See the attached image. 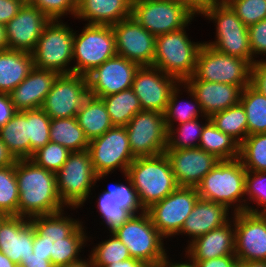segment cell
Returning <instances> with one entry per match:
<instances>
[{
	"instance_id": "cell-2",
	"label": "cell",
	"mask_w": 266,
	"mask_h": 267,
	"mask_svg": "<svg viewBox=\"0 0 266 267\" xmlns=\"http://www.w3.org/2000/svg\"><path fill=\"white\" fill-rule=\"evenodd\" d=\"M15 175L19 191L18 216L31 219L67 208L58 194L56 173L28 158L16 159Z\"/></svg>"
},
{
	"instance_id": "cell-53",
	"label": "cell",
	"mask_w": 266,
	"mask_h": 267,
	"mask_svg": "<svg viewBox=\"0 0 266 267\" xmlns=\"http://www.w3.org/2000/svg\"><path fill=\"white\" fill-rule=\"evenodd\" d=\"M17 112L7 93H0V127L5 125Z\"/></svg>"
},
{
	"instance_id": "cell-45",
	"label": "cell",
	"mask_w": 266,
	"mask_h": 267,
	"mask_svg": "<svg viewBox=\"0 0 266 267\" xmlns=\"http://www.w3.org/2000/svg\"><path fill=\"white\" fill-rule=\"evenodd\" d=\"M125 180L124 182H113L111 185H108L107 188L102 189L111 194L113 200L117 204V207H121L129 211L132 215L142 214L146 210L141 205L137 191L133 187L131 180L127 177L126 173L122 174Z\"/></svg>"
},
{
	"instance_id": "cell-15",
	"label": "cell",
	"mask_w": 266,
	"mask_h": 267,
	"mask_svg": "<svg viewBox=\"0 0 266 267\" xmlns=\"http://www.w3.org/2000/svg\"><path fill=\"white\" fill-rule=\"evenodd\" d=\"M135 158L156 156L165 153L167 128L164 114L141 110L125 126Z\"/></svg>"
},
{
	"instance_id": "cell-17",
	"label": "cell",
	"mask_w": 266,
	"mask_h": 267,
	"mask_svg": "<svg viewBox=\"0 0 266 267\" xmlns=\"http://www.w3.org/2000/svg\"><path fill=\"white\" fill-rule=\"evenodd\" d=\"M232 220L238 261H266V214L242 211Z\"/></svg>"
},
{
	"instance_id": "cell-3",
	"label": "cell",
	"mask_w": 266,
	"mask_h": 267,
	"mask_svg": "<svg viewBox=\"0 0 266 267\" xmlns=\"http://www.w3.org/2000/svg\"><path fill=\"white\" fill-rule=\"evenodd\" d=\"M126 175L136 189L139 201L145 210L179 187L170 160L165 153L135 158L129 165Z\"/></svg>"
},
{
	"instance_id": "cell-38",
	"label": "cell",
	"mask_w": 266,
	"mask_h": 267,
	"mask_svg": "<svg viewBox=\"0 0 266 267\" xmlns=\"http://www.w3.org/2000/svg\"><path fill=\"white\" fill-rule=\"evenodd\" d=\"M210 120L220 131L229 135L239 145L248 136L246 111L241 103L214 113Z\"/></svg>"
},
{
	"instance_id": "cell-50",
	"label": "cell",
	"mask_w": 266,
	"mask_h": 267,
	"mask_svg": "<svg viewBox=\"0 0 266 267\" xmlns=\"http://www.w3.org/2000/svg\"><path fill=\"white\" fill-rule=\"evenodd\" d=\"M250 84L266 96V60L251 65Z\"/></svg>"
},
{
	"instance_id": "cell-37",
	"label": "cell",
	"mask_w": 266,
	"mask_h": 267,
	"mask_svg": "<svg viewBox=\"0 0 266 267\" xmlns=\"http://www.w3.org/2000/svg\"><path fill=\"white\" fill-rule=\"evenodd\" d=\"M240 103L246 111L248 135L266 133V96L249 84L242 90Z\"/></svg>"
},
{
	"instance_id": "cell-5",
	"label": "cell",
	"mask_w": 266,
	"mask_h": 267,
	"mask_svg": "<svg viewBox=\"0 0 266 267\" xmlns=\"http://www.w3.org/2000/svg\"><path fill=\"white\" fill-rule=\"evenodd\" d=\"M245 176L239 158L220 160L196 187L199 197L226 205L234 213L245 211Z\"/></svg>"
},
{
	"instance_id": "cell-64",
	"label": "cell",
	"mask_w": 266,
	"mask_h": 267,
	"mask_svg": "<svg viewBox=\"0 0 266 267\" xmlns=\"http://www.w3.org/2000/svg\"><path fill=\"white\" fill-rule=\"evenodd\" d=\"M20 2L22 5H32L33 0H17Z\"/></svg>"
},
{
	"instance_id": "cell-48",
	"label": "cell",
	"mask_w": 266,
	"mask_h": 267,
	"mask_svg": "<svg viewBox=\"0 0 266 267\" xmlns=\"http://www.w3.org/2000/svg\"><path fill=\"white\" fill-rule=\"evenodd\" d=\"M77 0H33L36 6L50 20H62L64 17L74 18ZM70 15V16H68Z\"/></svg>"
},
{
	"instance_id": "cell-21",
	"label": "cell",
	"mask_w": 266,
	"mask_h": 267,
	"mask_svg": "<svg viewBox=\"0 0 266 267\" xmlns=\"http://www.w3.org/2000/svg\"><path fill=\"white\" fill-rule=\"evenodd\" d=\"M51 20L34 5H23L5 25L8 49L32 52Z\"/></svg>"
},
{
	"instance_id": "cell-52",
	"label": "cell",
	"mask_w": 266,
	"mask_h": 267,
	"mask_svg": "<svg viewBox=\"0 0 266 267\" xmlns=\"http://www.w3.org/2000/svg\"><path fill=\"white\" fill-rule=\"evenodd\" d=\"M22 6L17 0H0V23L6 25L18 14Z\"/></svg>"
},
{
	"instance_id": "cell-12",
	"label": "cell",
	"mask_w": 266,
	"mask_h": 267,
	"mask_svg": "<svg viewBox=\"0 0 266 267\" xmlns=\"http://www.w3.org/2000/svg\"><path fill=\"white\" fill-rule=\"evenodd\" d=\"M250 78L251 65L245 59L226 55L204 43L199 50L194 73L187 80L248 86Z\"/></svg>"
},
{
	"instance_id": "cell-24",
	"label": "cell",
	"mask_w": 266,
	"mask_h": 267,
	"mask_svg": "<svg viewBox=\"0 0 266 267\" xmlns=\"http://www.w3.org/2000/svg\"><path fill=\"white\" fill-rule=\"evenodd\" d=\"M35 228L28 218L7 216L0 225V251L16 265L33 254Z\"/></svg>"
},
{
	"instance_id": "cell-47",
	"label": "cell",
	"mask_w": 266,
	"mask_h": 267,
	"mask_svg": "<svg viewBox=\"0 0 266 267\" xmlns=\"http://www.w3.org/2000/svg\"><path fill=\"white\" fill-rule=\"evenodd\" d=\"M228 5L246 27L266 19V0H232Z\"/></svg>"
},
{
	"instance_id": "cell-27",
	"label": "cell",
	"mask_w": 266,
	"mask_h": 267,
	"mask_svg": "<svg viewBox=\"0 0 266 267\" xmlns=\"http://www.w3.org/2000/svg\"><path fill=\"white\" fill-rule=\"evenodd\" d=\"M58 75L52 70L33 67L28 76L9 93L15 109L24 111L41 108Z\"/></svg>"
},
{
	"instance_id": "cell-20",
	"label": "cell",
	"mask_w": 266,
	"mask_h": 267,
	"mask_svg": "<svg viewBox=\"0 0 266 267\" xmlns=\"http://www.w3.org/2000/svg\"><path fill=\"white\" fill-rule=\"evenodd\" d=\"M138 68L135 62L116 54L87 75L89 95L102 98L130 89Z\"/></svg>"
},
{
	"instance_id": "cell-63",
	"label": "cell",
	"mask_w": 266,
	"mask_h": 267,
	"mask_svg": "<svg viewBox=\"0 0 266 267\" xmlns=\"http://www.w3.org/2000/svg\"><path fill=\"white\" fill-rule=\"evenodd\" d=\"M232 0H212V2L218 3V4H228Z\"/></svg>"
},
{
	"instance_id": "cell-61",
	"label": "cell",
	"mask_w": 266,
	"mask_h": 267,
	"mask_svg": "<svg viewBox=\"0 0 266 267\" xmlns=\"http://www.w3.org/2000/svg\"><path fill=\"white\" fill-rule=\"evenodd\" d=\"M241 267H266V261H238Z\"/></svg>"
},
{
	"instance_id": "cell-16",
	"label": "cell",
	"mask_w": 266,
	"mask_h": 267,
	"mask_svg": "<svg viewBox=\"0 0 266 267\" xmlns=\"http://www.w3.org/2000/svg\"><path fill=\"white\" fill-rule=\"evenodd\" d=\"M88 96L87 76L59 74L41 108L51 119L73 118Z\"/></svg>"
},
{
	"instance_id": "cell-36",
	"label": "cell",
	"mask_w": 266,
	"mask_h": 267,
	"mask_svg": "<svg viewBox=\"0 0 266 267\" xmlns=\"http://www.w3.org/2000/svg\"><path fill=\"white\" fill-rule=\"evenodd\" d=\"M209 120L210 117L204 116L191 121H187L183 124L166 126V150L198 148L203 127Z\"/></svg>"
},
{
	"instance_id": "cell-19",
	"label": "cell",
	"mask_w": 266,
	"mask_h": 267,
	"mask_svg": "<svg viewBox=\"0 0 266 267\" xmlns=\"http://www.w3.org/2000/svg\"><path fill=\"white\" fill-rule=\"evenodd\" d=\"M180 82L154 66H139L131 89L140 101L142 110L164 114L171 92Z\"/></svg>"
},
{
	"instance_id": "cell-34",
	"label": "cell",
	"mask_w": 266,
	"mask_h": 267,
	"mask_svg": "<svg viewBox=\"0 0 266 267\" xmlns=\"http://www.w3.org/2000/svg\"><path fill=\"white\" fill-rule=\"evenodd\" d=\"M239 146L209 120L203 127L198 148L213 154L219 160H233L239 158Z\"/></svg>"
},
{
	"instance_id": "cell-9",
	"label": "cell",
	"mask_w": 266,
	"mask_h": 267,
	"mask_svg": "<svg viewBox=\"0 0 266 267\" xmlns=\"http://www.w3.org/2000/svg\"><path fill=\"white\" fill-rule=\"evenodd\" d=\"M59 197L66 207L83 208L93 195L97 174L88 150L71 152L67 161L56 172Z\"/></svg>"
},
{
	"instance_id": "cell-18",
	"label": "cell",
	"mask_w": 266,
	"mask_h": 267,
	"mask_svg": "<svg viewBox=\"0 0 266 267\" xmlns=\"http://www.w3.org/2000/svg\"><path fill=\"white\" fill-rule=\"evenodd\" d=\"M117 55L139 66H152L156 37L132 16L112 25Z\"/></svg>"
},
{
	"instance_id": "cell-6",
	"label": "cell",
	"mask_w": 266,
	"mask_h": 267,
	"mask_svg": "<svg viewBox=\"0 0 266 267\" xmlns=\"http://www.w3.org/2000/svg\"><path fill=\"white\" fill-rule=\"evenodd\" d=\"M113 233L127 246L131 258L149 267H158L170 255L166 239L155 228L146 211L132 215Z\"/></svg>"
},
{
	"instance_id": "cell-54",
	"label": "cell",
	"mask_w": 266,
	"mask_h": 267,
	"mask_svg": "<svg viewBox=\"0 0 266 267\" xmlns=\"http://www.w3.org/2000/svg\"><path fill=\"white\" fill-rule=\"evenodd\" d=\"M183 5L195 17H200L203 11L212 3V0H173Z\"/></svg>"
},
{
	"instance_id": "cell-39",
	"label": "cell",
	"mask_w": 266,
	"mask_h": 267,
	"mask_svg": "<svg viewBox=\"0 0 266 267\" xmlns=\"http://www.w3.org/2000/svg\"><path fill=\"white\" fill-rule=\"evenodd\" d=\"M108 237L92 246L88 255L92 258L95 267H106L114 262L131 258L127 246L113 233L108 232Z\"/></svg>"
},
{
	"instance_id": "cell-4",
	"label": "cell",
	"mask_w": 266,
	"mask_h": 267,
	"mask_svg": "<svg viewBox=\"0 0 266 267\" xmlns=\"http://www.w3.org/2000/svg\"><path fill=\"white\" fill-rule=\"evenodd\" d=\"M195 17L182 29L156 36L155 54L152 66L165 74L184 83L195 70L197 56L203 41H191L187 34L189 25Z\"/></svg>"
},
{
	"instance_id": "cell-31",
	"label": "cell",
	"mask_w": 266,
	"mask_h": 267,
	"mask_svg": "<svg viewBox=\"0 0 266 267\" xmlns=\"http://www.w3.org/2000/svg\"><path fill=\"white\" fill-rule=\"evenodd\" d=\"M76 118L89 141L113 127L103 100L91 95L85 99Z\"/></svg>"
},
{
	"instance_id": "cell-32",
	"label": "cell",
	"mask_w": 266,
	"mask_h": 267,
	"mask_svg": "<svg viewBox=\"0 0 266 267\" xmlns=\"http://www.w3.org/2000/svg\"><path fill=\"white\" fill-rule=\"evenodd\" d=\"M0 139L15 159L30 158V139L26 110L17 111L0 127Z\"/></svg>"
},
{
	"instance_id": "cell-51",
	"label": "cell",
	"mask_w": 266,
	"mask_h": 267,
	"mask_svg": "<svg viewBox=\"0 0 266 267\" xmlns=\"http://www.w3.org/2000/svg\"><path fill=\"white\" fill-rule=\"evenodd\" d=\"M195 267H235L238 264L236 255H226L209 260H189Z\"/></svg>"
},
{
	"instance_id": "cell-35",
	"label": "cell",
	"mask_w": 266,
	"mask_h": 267,
	"mask_svg": "<svg viewBox=\"0 0 266 267\" xmlns=\"http://www.w3.org/2000/svg\"><path fill=\"white\" fill-rule=\"evenodd\" d=\"M101 99L113 126L125 127L131 118L142 110L140 101L131 88Z\"/></svg>"
},
{
	"instance_id": "cell-13",
	"label": "cell",
	"mask_w": 266,
	"mask_h": 267,
	"mask_svg": "<svg viewBox=\"0 0 266 267\" xmlns=\"http://www.w3.org/2000/svg\"><path fill=\"white\" fill-rule=\"evenodd\" d=\"M131 16L155 37L180 30L195 17L173 0H133Z\"/></svg>"
},
{
	"instance_id": "cell-42",
	"label": "cell",
	"mask_w": 266,
	"mask_h": 267,
	"mask_svg": "<svg viewBox=\"0 0 266 267\" xmlns=\"http://www.w3.org/2000/svg\"><path fill=\"white\" fill-rule=\"evenodd\" d=\"M19 191L15 175V163L0 168V213L18 216Z\"/></svg>"
},
{
	"instance_id": "cell-10",
	"label": "cell",
	"mask_w": 266,
	"mask_h": 267,
	"mask_svg": "<svg viewBox=\"0 0 266 267\" xmlns=\"http://www.w3.org/2000/svg\"><path fill=\"white\" fill-rule=\"evenodd\" d=\"M79 30H74L72 73L87 76L117 54L115 36L109 25L85 24Z\"/></svg>"
},
{
	"instance_id": "cell-28",
	"label": "cell",
	"mask_w": 266,
	"mask_h": 267,
	"mask_svg": "<svg viewBox=\"0 0 266 267\" xmlns=\"http://www.w3.org/2000/svg\"><path fill=\"white\" fill-rule=\"evenodd\" d=\"M133 0H77L74 20L112 26L131 16Z\"/></svg>"
},
{
	"instance_id": "cell-62",
	"label": "cell",
	"mask_w": 266,
	"mask_h": 267,
	"mask_svg": "<svg viewBox=\"0 0 266 267\" xmlns=\"http://www.w3.org/2000/svg\"><path fill=\"white\" fill-rule=\"evenodd\" d=\"M0 267H17V265L0 251Z\"/></svg>"
},
{
	"instance_id": "cell-59",
	"label": "cell",
	"mask_w": 266,
	"mask_h": 267,
	"mask_svg": "<svg viewBox=\"0 0 266 267\" xmlns=\"http://www.w3.org/2000/svg\"><path fill=\"white\" fill-rule=\"evenodd\" d=\"M87 256L88 258L85 255V257H83L81 260L67 264L66 266H61V267H95L93 265L92 258L89 255Z\"/></svg>"
},
{
	"instance_id": "cell-14",
	"label": "cell",
	"mask_w": 266,
	"mask_h": 267,
	"mask_svg": "<svg viewBox=\"0 0 266 267\" xmlns=\"http://www.w3.org/2000/svg\"><path fill=\"white\" fill-rule=\"evenodd\" d=\"M199 198L196 187H178L163 200L152 204L146 212L155 228L169 242L180 233Z\"/></svg>"
},
{
	"instance_id": "cell-56",
	"label": "cell",
	"mask_w": 266,
	"mask_h": 267,
	"mask_svg": "<svg viewBox=\"0 0 266 267\" xmlns=\"http://www.w3.org/2000/svg\"><path fill=\"white\" fill-rule=\"evenodd\" d=\"M16 159L8 151L6 145L0 139V168L13 165Z\"/></svg>"
},
{
	"instance_id": "cell-8",
	"label": "cell",
	"mask_w": 266,
	"mask_h": 267,
	"mask_svg": "<svg viewBox=\"0 0 266 267\" xmlns=\"http://www.w3.org/2000/svg\"><path fill=\"white\" fill-rule=\"evenodd\" d=\"M65 20H51L44 28L31 52L34 67L71 74L74 28Z\"/></svg>"
},
{
	"instance_id": "cell-1",
	"label": "cell",
	"mask_w": 266,
	"mask_h": 267,
	"mask_svg": "<svg viewBox=\"0 0 266 267\" xmlns=\"http://www.w3.org/2000/svg\"><path fill=\"white\" fill-rule=\"evenodd\" d=\"M66 209H77L78 212L79 208L67 207L53 214L29 219L35 228L33 254L50 257L54 267L66 266L81 260L84 249L90 247L88 243H92L93 238H96L88 234L85 220L73 218L72 213L68 215ZM81 252L83 254H80Z\"/></svg>"
},
{
	"instance_id": "cell-30",
	"label": "cell",
	"mask_w": 266,
	"mask_h": 267,
	"mask_svg": "<svg viewBox=\"0 0 266 267\" xmlns=\"http://www.w3.org/2000/svg\"><path fill=\"white\" fill-rule=\"evenodd\" d=\"M183 92L190 96L189 101L180 99ZM204 116L195 94L184 83H179L171 92L164 112L165 125L175 126Z\"/></svg>"
},
{
	"instance_id": "cell-22",
	"label": "cell",
	"mask_w": 266,
	"mask_h": 267,
	"mask_svg": "<svg viewBox=\"0 0 266 267\" xmlns=\"http://www.w3.org/2000/svg\"><path fill=\"white\" fill-rule=\"evenodd\" d=\"M179 187H197L204 176L217 164L213 154L200 148L166 150Z\"/></svg>"
},
{
	"instance_id": "cell-29",
	"label": "cell",
	"mask_w": 266,
	"mask_h": 267,
	"mask_svg": "<svg viewBox=\"0 0 266 267\" xmlns=\"http://www.w3.org/2000/svg\"><path fill=\"white\" fill-rule=\"evenodd\" d=\"M34 67L32 54L21 50L0 51V93L9 94Z\"/></svg>"
},
{
	"instance_id": "cell-57",
	"label": "cell",
	"mask_w": 266,
	"mask_h": 267,
	"mask_svg": "<svg viewBox=\"0 0 266 267\" xmlns=\"http://www.w3.org/2000/svg\"><path fill=\"white\" fill-rule=\"evenodd\" d=\"M183 258H184L183 261H180V260L177 261L176 260V262H175L174 261L175 259L168 256L158 267H195V265L191 261H189L185 257H183Z\"/></svg>"
},
{
	"instance_id": "cell-25",
	"label": "cell",
	"mask_w": 266,
	"mask_h": 267,
	"mask_svg": "<svg viewBox=\"0 0 266 267\" xmlns=\"http://www.w3.org/2000/svg\"><path fill=\"white\" fill-rule=\"evenodd\" d=\"M182 251L188 260H209L226 255H235V226L231 219L193 240Z\"/></svg>"
},
{
	"instance_id": "cell-23",
	"label": "cell",
	"mask_w": 266,
	"mask_h": 267,
	"mask_svg": "<svg viewBox=\"0 0 266 267\" xmlns=\"http://www.w3.org/2000/svg\"><path fill=\"white\" fill-rule=\"evenodd\" d=\"M233 214L226 205L199 198L176 239L179 240L180 235H186L188 245L196 238L228 223Z\"/></svg>"
},
{
	"instance_id": "cell-60",
	"label": "cell",
	"mask_w": 266,
	"mask_h": 267,
	"mask_svg": "<svg viewBox=\"0 0 266 267\" xmlns=\"http://www.w3.org/2000/svg\"><path fill=\"white\" fill-rule=\"evenodd\" d=\"M8 49L5 25L0 23V51Z\"/></svg>"
},
{
	"instance_id": "cell-65",
	"label": "cell",
	"mask_w": 266,
	"mask_h": 267,
	"mask_svg": "<svg viewBox=\"0 0 266 267\" xmlns=\"http://www.w3.org/2000/svg\"><path fill=\"white\" fill-rule=\"evenodd\" d=\"M7 217V215L0 213V225L1 222Z\"/></svg>"
},
{
	"instance_id": "cell-7",
	"label": "cell",
	"mask_w": 266,
	"mask_h": 267,
	"mask_svg": "<svg viewBox=\"0 0 266 267\" xmlns=\"http://www.w3.org/2000/svg\"><path fill=\"white\" fill-rule=\"evenodd\" d=\"M215 24V40L203 41L221 53L245 59L252 65L248 27L228 4L212 2L200 15Z\"/></svg>"
},
{
	"instance_id": "cell-40",
	"label": "cell",
	"mask_w": 266,
	"mask_h": 267,
	"mask_svg": "<svg viewBox=\"0 0 266 267\" xmlns=\"http://www.w3.org/2000/svg\"><path fill=\"white\" fill-rule=\"evenodd\" d=\"M239 159L248 171H266V133L248 135L239 146Z\"/></svg>"
},
{
	"instance_id": "cell-11",
	"label": "cell",
	"mask_w": 266,
	"mask_h": 267,
	"mask_svg": "<svg viewBox=\"0 0 266 267\" xmlns=\"http://www.w3.org/2000/svg\"><path fill=\"white\" fill-rule=\"evenodd\" d=\"M88 152L92 166L97 174V182L106 179L109 174L126 173L135 160L132 155L126 127L113 126L102 136L90 140Z\"/></svg>"
},
{
	"instance_id": "cell-44",
	"label": "cell",
	"mask_w": 266,
	"mask_h": 267,
	"mask_svg": "<svg viewBox=\"0 0 266 267\" xmlns=\"http://www.w3.org/2000/svg\"><path fill=\"white\" fill-rule=\"evenodd\" d=\"M30 139V158L39 148L50 142L51 118L42 108L26 110Z\"/></svg>"
},
{
	"instance_id": "cell-55",
	"label": "cell",
	"mask_w": 266,
	"mask_h": 267,
	"mask_svg": "<svg viewBox=\"0 0 266 267\" xmlns=\"http://www.w3.org/2000/svg\"><path fill=\"white\" fill-rule=\"evenodd\" d=\"M20 267H54L50 257L30 254L26 259H22Z\"/></svg>"
},
{
	"instance_id": "cell-26",
	"label": "cell",
	"mask_w": 266,
	"mask_h": 267,
	"mask_svg": "<svg viewBox=\"0 0 266 267\" xmlns=\"http://www.w3.org/2000/svg\"><path fill=\"white\" fill-rule=\"evenodd\" d=\"M184 84L195 94L207 117L239 104L246 87L203 80H186Z\"/></svg>"
},
{
	"instance_id": "cell-41",
	"label": "cell",
	"mask_w": 266,
	"mask_h": 267,
	"mask_svg": "<svg viewBox=\"0 0 266 267\" xmlns=\"http://www.w3.org/2000/svg\"><path fill=\"white\" fill-rule=\"evenodd\" d=\"M245 211L266 214V171L246 170Z\"/></svg>"
},
{
	"instance_id": "cell-49",
	"label": "cell",
	"mask_w": 266,
	"mask_h": 267,
	"mask_svg": "<svg viewBox=\"0 0 266 267\" xmlns=\"http://www.w3.org/2000/svg\"><path fill=\"white\" fill-rule=\"evenodd\" d=\"M252 65L257 61H264L266 57V19L248 27ZM259 56H262L260 59ZM259 58V59H258Z\"/></svg>"
},
{
	"instance_id": "cell-46",
	"label": "cell",
	"mask_w": 266,
	"mask_h": 267,
	"mask_svg": "<svg viewBox=\"0 0 266 267\" xmlns=\"http://www.w3.org/2000/svg\"><path fill=\"white\" fill-rule=\"evenodd\" d=\"M70 153L64 146L50 141L34 152L30 159L41 168L56 173L67 161Z\"/></svg>"
},
{
	"instance_id": "cell-58",
	"label": "cell",
	"mask_w": 266,
	"mask_h": 267,
	"mask_svg": "<svg viewBox=\"0 0 266 267\" xmlns=\"http://www.w3.org/2000/svg\"><path fill=\"white\" fill-rule=\"evenodd\" d=\"M106 267H149L144 262L136 259L129 258L124 261L114 262Z\"/></svg>"
},
{
	"instance_id": "cell-43",
	"label": "cell",
	"mask_w": 266,
	"mask_h": 267,
	"mask_svg": "<svg viewBox=\"0 0 266 267\" xmlns=\"http://www.w3.org/2000/svg\"><path fill=\"white\" fill-rule=\"evenodd\" d=\"M94 203H96V212H99L102 219L99 224L105 226L107 233L115 231L118 227L122 226L132 214L121 208L117 207L110 193L102 191L98 194Z\"/></svg>"
},
{
	"instance_id": "cell-33",
	"label": "cell",
	"mask_w": 266,
	"mask_h": 267,
	"mask_svg": "<svg viewBox=\"0 0 266 267\" xmlns=\"http://www.w3.org/2000/svg\"><path fill=\"white\" fill-rule=\"evenodd\" d=\"M50 141L64 146L71 152L88 150L90 142L76 117L51 119Z\"/></svg>"
}]
</instances>
